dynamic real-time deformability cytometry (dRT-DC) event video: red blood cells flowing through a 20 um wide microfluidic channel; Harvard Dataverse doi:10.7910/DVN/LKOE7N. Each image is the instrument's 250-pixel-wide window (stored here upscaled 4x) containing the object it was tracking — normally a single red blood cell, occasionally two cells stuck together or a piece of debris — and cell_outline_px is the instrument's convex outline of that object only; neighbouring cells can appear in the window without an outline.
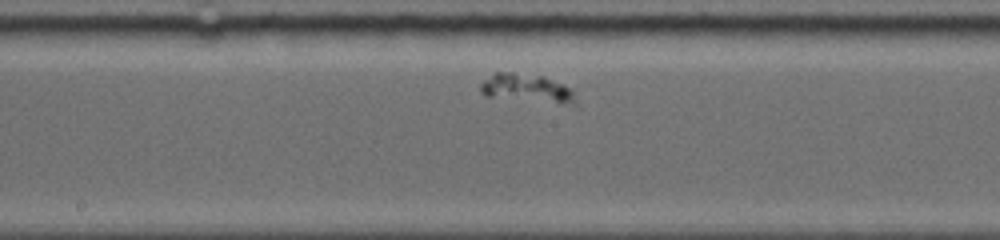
{"species": "common noctule bat (a hibernating species)", "species_latin": "Nyctalus noctula", "temperature_condition": "warm", "stored_images_in_passage": 33, "camera_frame_rate_fps": 5000, "um_per_image_px": 0.085, "animal": {"sex": "female", "body_mass_g": 19.0, "forearm_length_mm": 53.3}, "frame": {"image": 1, "passage_image": 15, "time_ms": 4.2, "image_size_px": [1000, 240], "cell_outline_px": [[576, 108], [484, 96], [480, 92], [480, 84], [484, 80], [496, 72], [512, 72], [544, 76], [564, 84], [572, 92], [576, 104]], "centroid_in_image_um": [44.84, 7.57], "position_along_channel_um": 203.4, "area_um2": 16.65}}
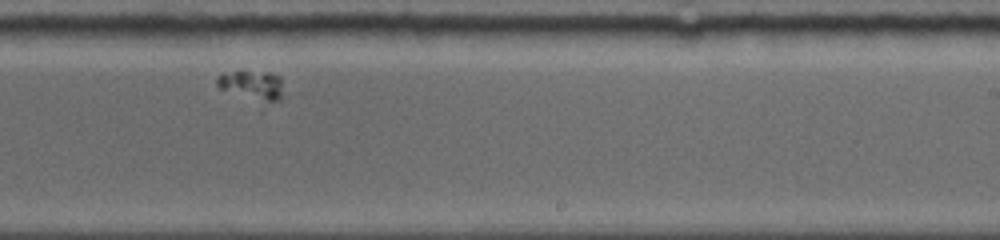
{"frame": {"image": 2, "passage_image": 21, "time_ms": 6.0, "image_size_px": [1000, 240], "cell_outline_px": [[280, 100], [268, 104], [216, 88], [216, 76], [220, 72], [268, 72], [280, 76]], "centroid_in_image_um": [21.35, 7.25], "position_along_channel_um": 267.7, "area_um2": 11.39}}
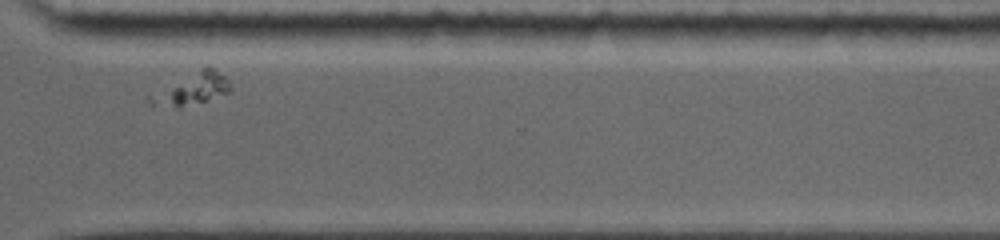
{"frame": {"image": 3, "passage_image": 29, "time_ms": 8.4, "image_size_px": [1000, 240], "cell_outline_px": [[232, 88], [228, 92], [204, 100], [176, 108], [168, 104], [164, 100], [172, 88], [208, 64], [224, 76], [228, 80]], "centroid_in_image_um": [16.88, 7.46], "position_along_channel_um": 353.7, "area_um2": 11.39}}